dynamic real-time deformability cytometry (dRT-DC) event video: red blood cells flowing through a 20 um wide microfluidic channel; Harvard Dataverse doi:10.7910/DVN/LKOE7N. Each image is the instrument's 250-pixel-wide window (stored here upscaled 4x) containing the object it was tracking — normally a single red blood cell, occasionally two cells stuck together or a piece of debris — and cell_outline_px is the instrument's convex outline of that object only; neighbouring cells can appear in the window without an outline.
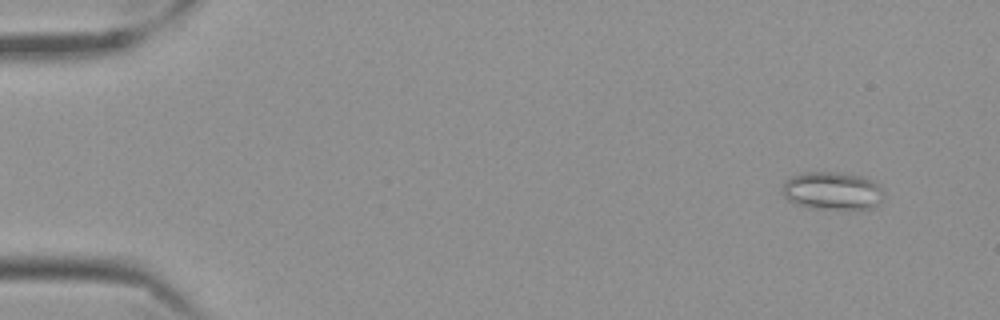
{"species": "Egyptian fruit bat (a non-hibernating species)", "species_latin": "Rousettus aegyptiacus", "temperature_condition": "cold", "stored_images_in_passage": 57, "camera_frame_rate_fps": 3000, "um_per_image_px": 0.085, "frame": {"image": 1, "passage_image": 4, "time_ms": 1.0, "image_size_px": [1000, 320], "cell_outline_px": [[880, 200], [872, 208], [860, 212], [816, 208], [800, 204], [788, 200], [784, 196], [784, 180], [792, 176], [804, 172], [836, 172], [860, 176], [872, 180], [880, 184]], "centroid_in_image_um": [70.77, 16.25], "position_along_channel_um": 14.2, "area_um2": 22.54}}
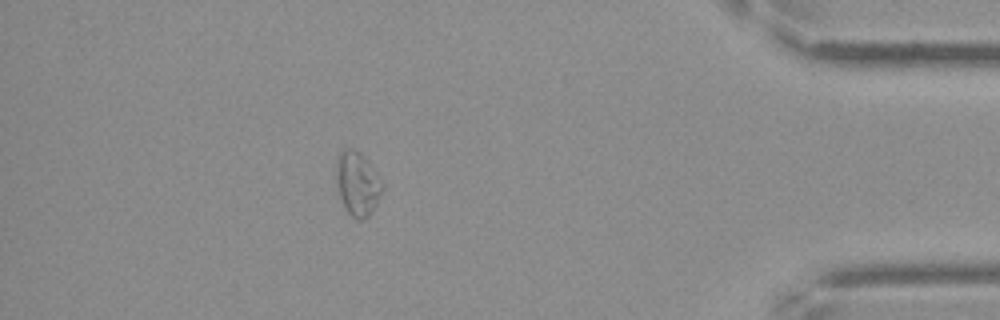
{"frame": {"image": 2, "passage_image": 51, "time_ms": 16.667, "image_size_px": [1000, 320], "cell_outline_px": [[384, 188], [372, 212], [364, 220], [360, 220], [352, 216], [344, 208], [340, 196], [336, 180], [336, 160], [340, 152], [344, 148], [352, 148], [360, 152], [368, 160], [380, 180]], "centroid_in_image_um": [30.37, 15.6], "position_along_channel_um": 404.8, "area_um2": 17.17}, "authors_computed_cell_mechanics": {"area_um2": 15.4326, "velocity_mm_per_s": 3.517, "shape_relaxation_time_tau1_ms": null, "shape_relaxation_time_tau2_ms": 1.8425, "deformation_change_tau1": null, "deformation_change_tau2": 0.0668}}